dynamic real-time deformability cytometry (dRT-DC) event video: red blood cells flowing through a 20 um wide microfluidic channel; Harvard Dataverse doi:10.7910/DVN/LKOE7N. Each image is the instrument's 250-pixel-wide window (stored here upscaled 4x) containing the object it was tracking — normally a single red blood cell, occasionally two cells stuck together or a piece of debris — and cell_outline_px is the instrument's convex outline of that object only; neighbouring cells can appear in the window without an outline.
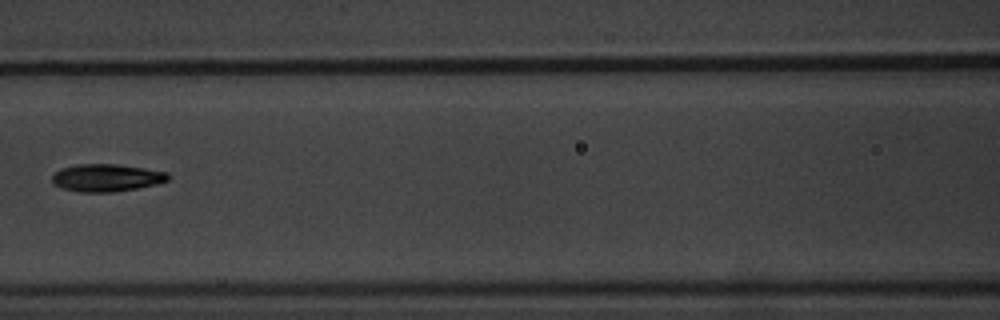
{"species": "common noctule bat (a hibernating species)", "species_latin": "Nyctalus noctula", "temperature_condition": "warm", "stored_images_in_passage": 6, "camera_frame_rate_fps": 3000, "um_per_image_px": 0.085, "animal": {"sex": "male", "body_mass_g": 20.1, "forearm_length_mm": 53.5}, "frame": {"image": 1, "passage_image": 6, "time_ms": 6.0, "image_size_px": [1000, 320], "cell_outline_px": [[168, 180], [156, 184], [136, 188], [112, 192], [80, 192], [60, 188], [52, 180], [52, 176], [60, 168], [76, 164], [116, 164], [144, 168], [168, 172]], "centroid_in_image_um": [9.03, 15.1], "position_along_channel_um": 157.6, "area_um2": 18.5}}